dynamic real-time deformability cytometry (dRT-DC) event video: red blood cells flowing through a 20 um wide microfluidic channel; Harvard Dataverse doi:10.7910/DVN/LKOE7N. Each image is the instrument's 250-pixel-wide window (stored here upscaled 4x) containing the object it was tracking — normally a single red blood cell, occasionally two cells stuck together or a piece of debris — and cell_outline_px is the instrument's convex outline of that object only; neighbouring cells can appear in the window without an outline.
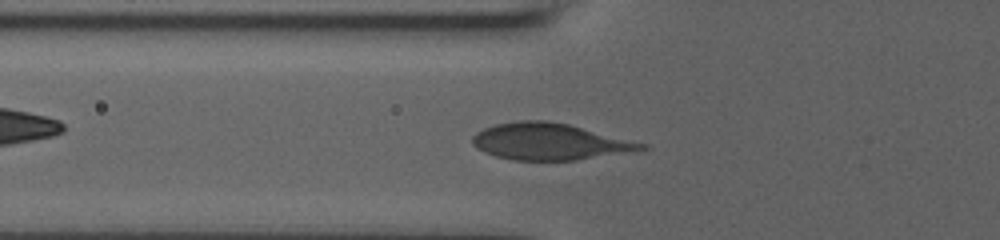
{"species": "human", "species_latin": "Homo sapiens", "temperature_condition": "room temperature", "stored_images_in_passage": 55, "camera_frame_rate_fps": 3000, "um_per_image_px": 0.085, "donor": {"sex": "male"}, "frame": {"image": 1, "passage_image": 21, "time_ms": 6.667, "image_size_px": [1000, 240], "cell_outline_px": [[648, 148], [636, 152], [576, 160], [512, 160], [496, 156], [484, 152], [476, 148], [472, 144], [472, 136], [476, 132], [484, 128], [496, 124], [520, 120], [544, 120], [568, 124], [648, 144]], "centroid_in_image_um": [46.74, 12.04], "position_along_channel_um": 79.1, "area_um2": 36.24}}
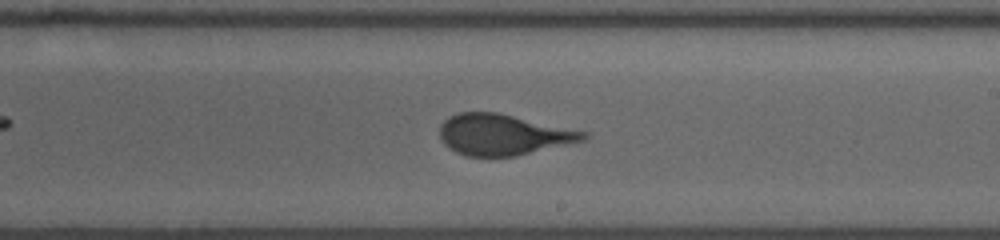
{"frame": {"image": 2, "passage_image": 34, "time_ms": 11.0, "image_size_px": [1000, 240], "cell_outline_px": [[588, 136], [584, 140], [516, 156], [464, 156], [448, 148], [440, 140], [440, 124], [448, 116], [460, 112], [496, 112], [588, 132]], "centroid_in_image_um": [42.72, 11.44], "position_along_channel_um": 246.3, "area_um2": 34.16}}
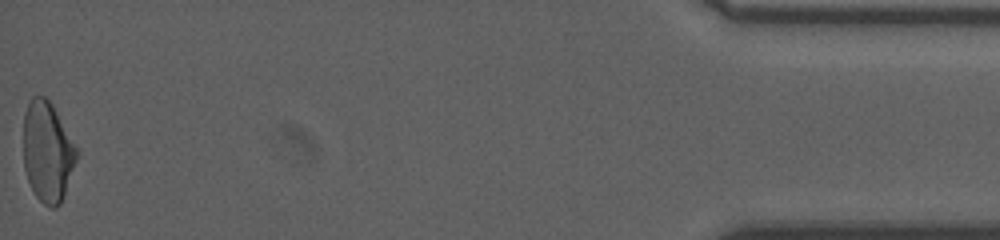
{"frame": {"image": 3, "passage_image": 55, "time_ms": 18.0, "image_size_px": [1000, 240], "cell_outline_px": [[80, 152], [64, 196], [60, 204], [56, 208], [52, 208], [44, 204], [36, 196], [28, 180], [24, 168], [24, 112], [32, 96], [44, 96], [52, 104]], "centroid_in_image_um": [4.06, 12.91], "position_along_channel_um": 431.1, "area_um2": 31.21}, "authors_computed_cell_mechanics": {"area_um2": 33.6396, "velocity_mm_per_s": 3.8532, "shape_relaxation_time_tau1_ms": 7.0257, "shape_relaxation_time_tau2_ms": null, "deformation_change_tau1": 0.1502, "deformation_change_tau2": null}}